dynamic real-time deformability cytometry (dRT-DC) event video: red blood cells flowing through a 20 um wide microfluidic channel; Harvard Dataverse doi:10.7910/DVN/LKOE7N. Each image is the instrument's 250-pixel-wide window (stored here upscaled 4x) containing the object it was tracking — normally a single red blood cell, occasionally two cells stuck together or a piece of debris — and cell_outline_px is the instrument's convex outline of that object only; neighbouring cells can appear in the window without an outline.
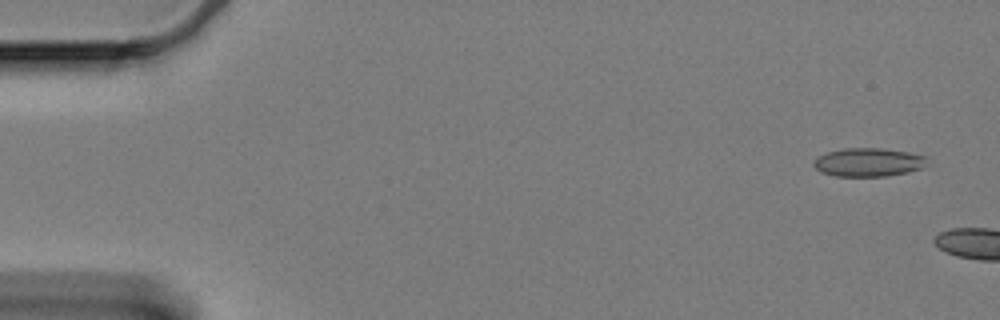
{"species": "Egyptian fruit bat (a non-hibernating species)", "species_latin": "Rousettus aegyptiacus", "temperature_condition": "cold", "stored_images_in_passage": 7, "camera_frame_rate_fps": 3000, "um_per_image_px": 0.085, "animal": {"sex": "female"}, "frame": {"image": 1, "passage_image": 3, "time_ms": 0.667, "image_size_px": [1000, 320], "cell_outline_px": [[928, 164], [920, 168], [908, 172], [888, 176], [836, 176], [820, 172], [812, 164], [820, 156], [828, 152], [844, 148], [880, 148], [908, 152], [928, 156]], "centroid_in_image_um": [73.86, 13.79], "position_along_channel_um": 11.1, "area_um2": 18.84}}